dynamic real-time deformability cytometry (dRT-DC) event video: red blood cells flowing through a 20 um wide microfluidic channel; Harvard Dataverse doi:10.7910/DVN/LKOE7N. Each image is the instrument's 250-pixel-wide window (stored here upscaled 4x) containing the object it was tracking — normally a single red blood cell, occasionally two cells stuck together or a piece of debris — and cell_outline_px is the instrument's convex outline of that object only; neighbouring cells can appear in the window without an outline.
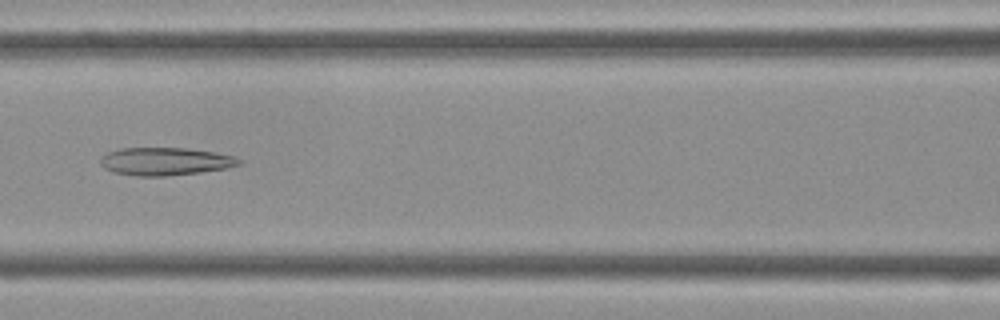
{"species": "Egyptian fruit bat (a non-hibernating species)", "species_latin": "Rousettus aegyptiacus", "temperature_condition": "cold", "stored_images_in_passage": 44, "camera_frame_rate_fps": 3000, "um_per_image_px": 0.085, "frame": {"image": 1, "passage_image": 19, "time_ms": 6.0, "image_size_px": [1000, 320], "cell_outline_px": [[244, 164], [224, 168], [200, 172], [164, 176], [136, 176], [112, 172], [104, 168], [100, 164], [100, 156], [108, 152], [120, 148], [188, 148], [212, 152], [232, 156], [244, 160]], "centroid_in_image_um": [14.02, 13.72], "position_along_channel_um": 152.6, "area_um2": 22.54}}
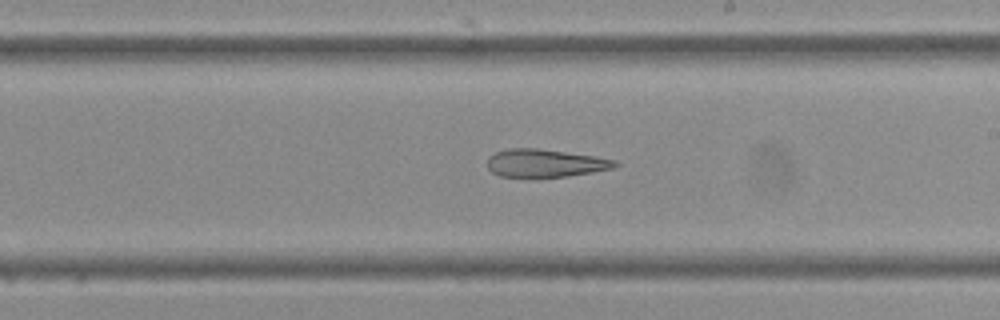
{"frame": {"image": 2, "passage_image": 25, "time_ms": 8.0, "image_size_px": [1000, 320], "cell_outline_px": [[620, 164], [612, 168], [592, 172], [568, 176], [500, 176], [492, 172], [488, 168], [488, 156], [496, 152], [508, 148], [536, 148], [596, 156], [616, 160]], "centroid_in_image_um": [46.34, 13.85], "position_along_channel_um": 242.7, "area_um2": 20.52}}
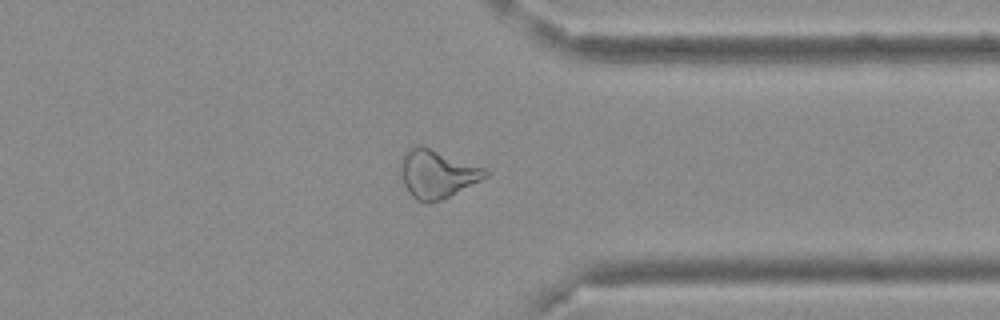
{"frame": {"image": 3, "passage_image": 34, "time_ms": 11.0, "image_size_px": [1000, 320], "cell_outline_px": [[492, 172], [488, 176], [440, 200], [428, 204], [416, 200], [408, 192], [404, 184], [400, 172], [400, 160], [404, 152], [408, 148], [416, 144], [420, 144], [484, 168]], "centroid_in_image_um": [37.1, 14.76], "position_along_channel_um": 374.3, "area_um2": 23.76}}